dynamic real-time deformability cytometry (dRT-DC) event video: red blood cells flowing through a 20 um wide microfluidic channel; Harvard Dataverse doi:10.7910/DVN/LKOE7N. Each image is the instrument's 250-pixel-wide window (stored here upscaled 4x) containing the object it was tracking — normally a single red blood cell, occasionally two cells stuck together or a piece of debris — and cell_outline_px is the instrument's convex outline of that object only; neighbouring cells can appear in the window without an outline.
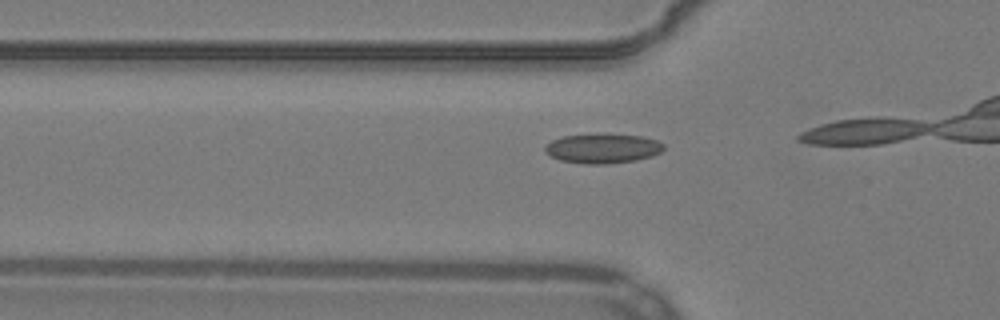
{"species": "common noctule bat (a hibernating species)", "species_latin": "Nyctalus noctula", "temperature_condition": "warm", "stored_images_in_passage": 9, "camera_frame_rate_fps": 3000, "um_per_image_px": 0.085, "animal": {"sex": "male", "body_mass_g": 19.2, "forearm_length_mm": 51.8}, "frame": {"image": 1, "passage_image": 7, "time_ms": 2.0, "image_size_px": [1000, 320], "cell_outline_px": [[664, 148], [660, 152], [652, 156], [636, 160], [608, 164], [584, 164], [560, 160], [544, 152], [544, 148], [552, 140], [564, 136], [604, 132], [640, 136], [656, 140], [664, 144]], "centroid_in_image_um": [51.23, 12.6], "position_along_channel_um": 74.6, "area_um2": 20.81}}